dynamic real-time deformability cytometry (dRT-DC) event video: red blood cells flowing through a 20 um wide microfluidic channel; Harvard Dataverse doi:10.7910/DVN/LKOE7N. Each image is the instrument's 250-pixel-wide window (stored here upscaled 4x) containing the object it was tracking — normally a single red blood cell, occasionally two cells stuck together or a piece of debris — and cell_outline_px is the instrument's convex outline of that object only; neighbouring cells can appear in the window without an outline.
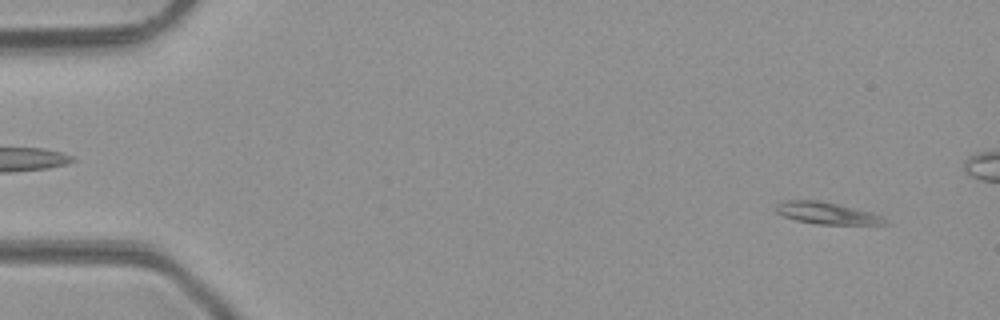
{"species": "common noctule bat (a hibernating species)", "species_latin": "Nyctalus noctula", "temperature_condition": "room temperature", "stored_images_in_passage": 49, "camera_frame_rate_fps": 3000, "um_per_image_px": 0.085, "animal": {"sex": "male", "body_mass_g": 23.1, "forearm_length_mm": 52.7}, "frame": {"image": 1, "passage_image": 3, "time_ms": 0.667, "image_size_px": [1000, 320], "cell_outline_px": [[892, 224], [820, 224], [796, 220], [784, 216], [776, 212], [776, 204], [784, 200], [820, 200], [856, 208], [872, 212], [884, 216]], "centroid_in_image_um": [70.34, 18.11], "position_along_channel_um": 14.7, "area_um2": 13.99}}
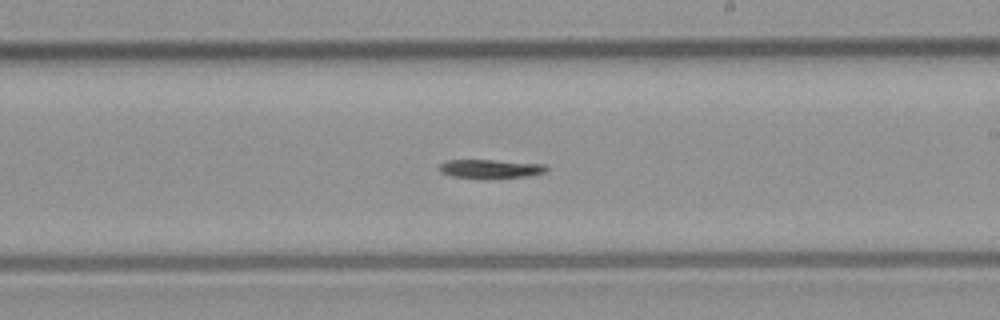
{"frame": {"image": 2, "passage_image": 28, "time_ms": 9.0, "image_size_px": [1000, 320], "cell_outline_px": [[548, 168], [544, 172], [528, 176], [452, 176], [440, 172], [436, 168], [440, 164], [448, 160], [492, 160], [544, 164]], "centroid_in_image_um": [41.64, 14.3], "position_along_channel_um": 247.4, "area_um2": 10.98}}
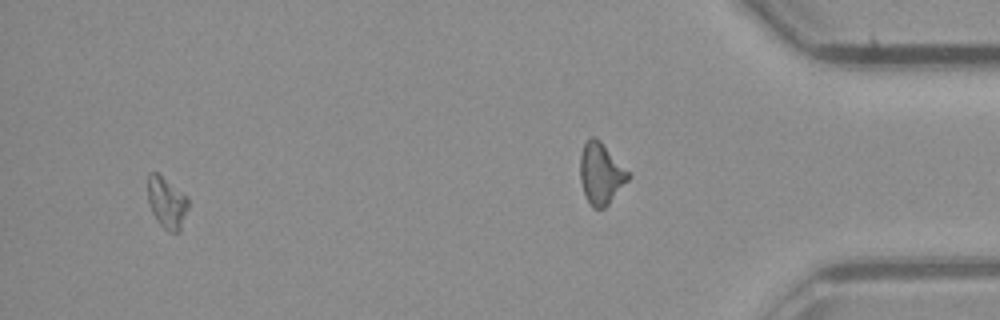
{"frame": {"image": 3, "passage_image": 46, "time_ms": 15.0, "image_size_px": [1000, 320], "cell_outline_px": [[188, 208], [180, 232], [168, 232], [156, 220], [148, 204], [148, 172], [156, 172], [188, 196]], "centroid_in_image_um": [14.18, 17.24], "position_along_channel_um": 421.0, "area_um2": 12.2}, "authors_computed_cell_mechanics": {"area_um2": 12.3692, "velocity_mm_per_s": 4.2535, "shape_relaxation_time_tau1_ms": 7.0981, "shape_relaxation_time_tau2_ms": null, "deformation_change_tau1": 0.1725, "deformation_change_tau2": null}}